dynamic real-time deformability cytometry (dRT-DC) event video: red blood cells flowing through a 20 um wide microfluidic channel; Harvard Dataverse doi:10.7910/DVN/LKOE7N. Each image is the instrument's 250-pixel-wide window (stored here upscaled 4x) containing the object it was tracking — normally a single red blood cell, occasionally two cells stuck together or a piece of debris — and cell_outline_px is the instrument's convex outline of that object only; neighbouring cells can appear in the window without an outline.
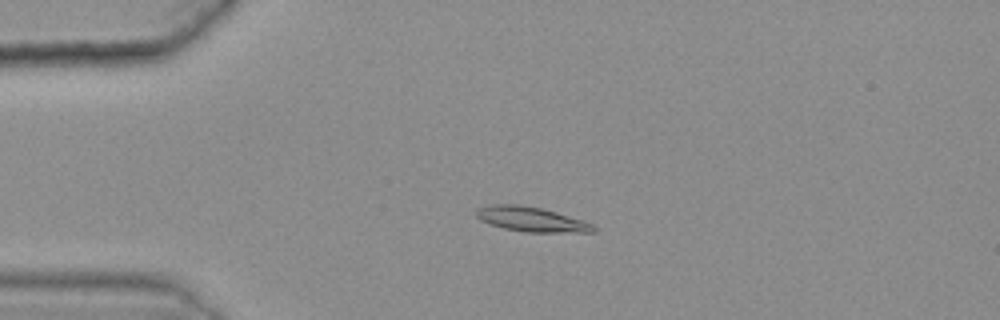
{"species": "common noctule bat (a hibernating species)", "species_latin": "Nyctalus noctula", "temperature_condition": "warm", "stored_images_in_passage": 48, "camera_frame_rate_fps": 3000, "um_per_image_px": 0.085, "animal": {"sex": "female", "body_mass_g": 25.1}, "frame": {"image": 1, "passage_image": 14, "time_ms": 4.333, "image_size_px": [1000, 320], "cell_outline_px": [[596, 232], [524, 232], [504, 228], [488, 224], [480, 220], [476, 216], [476, 208], [492, 204], [516, 204], [544, 208], [584, 220], [592, 224], [596, 228]], "centroid_in_image_um": [45.16, 18.63], "position_along_channel_um": 39.8, "area_um2": 17.11}}
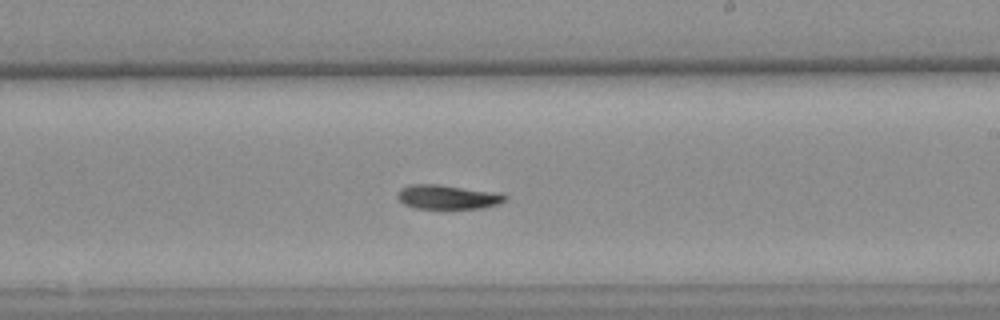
{"frame": {"image": 2, "passage_image": 34, "time_ms": 11.0, "image_size_px": [1000, 320], "cell_outline_px": [[508, 196], [504, 200], [496, 204], [480, 208], [416, 208], [404, 204], [396, 196], [396, 192], [400, 188], [412, 184], [440, 184], [496, 192]], "centroid_in_image_um": [37.99, 16.73], "position_along_channel_um": 251.0, "area_um2": 15.09}}
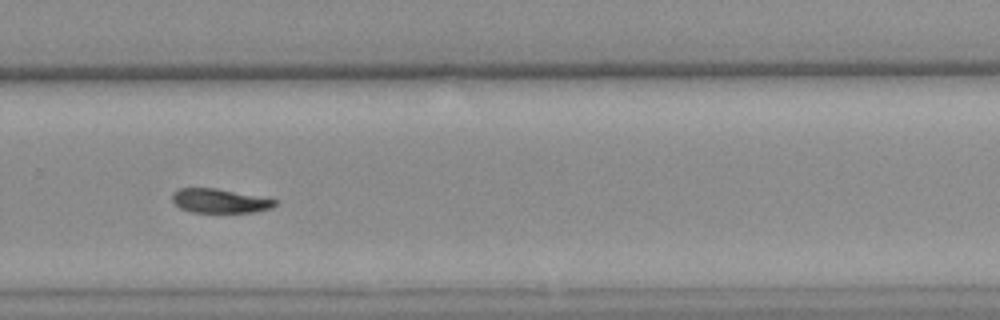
{"frame": {"image": 3, "passage_image": 39, "time_ms": 12.667, "image_size_px": [1000, 320], "cell_outline_px": [[276, 204], [272, 208], [256, 212], [192, 212], [180, 208], [172, 200], [172, 192], [180, 188], [216, 188], [276, 200]], "centroid_in_image_um": [18.64, 17.08], "position_along_channel_um": 311.2, "area_um2": 14.28}}